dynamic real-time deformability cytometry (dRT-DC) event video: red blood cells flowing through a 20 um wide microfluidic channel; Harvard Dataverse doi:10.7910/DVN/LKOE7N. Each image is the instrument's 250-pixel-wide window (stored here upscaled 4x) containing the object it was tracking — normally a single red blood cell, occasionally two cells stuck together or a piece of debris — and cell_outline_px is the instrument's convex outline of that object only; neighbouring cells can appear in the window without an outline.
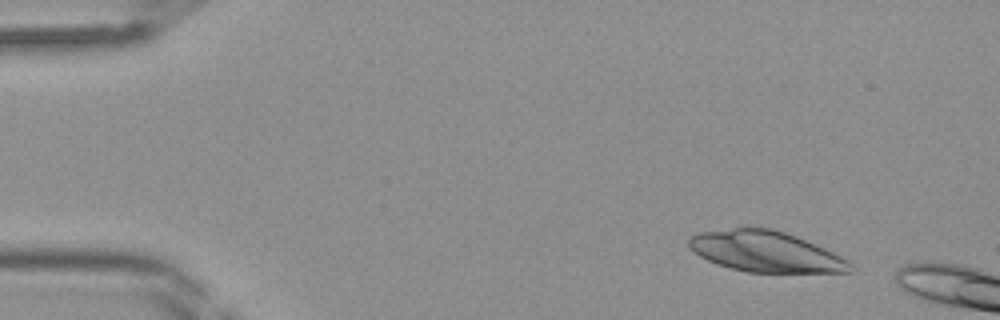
{"species": "Egyptian fruit bat (a non-hibernating species)", "species_latin": "Rousettus aegyptiacus", "temperature_condition": "room temperature", "stored_images_in_passage": 12, "camera_frame_rate_fps": 3000, "um_per_image_px": 0.085, "frame": {"image": 1, "passage_image": 4, "time_ms": 1.0, "image_size_px": [1000, 320], "cell_outline_px": [[856, 268], [852, 272], [748, 272], [728, 268], [716, 264], [700, 256], [688, 248], [688, 240], [692, 236], [700, 232], [732, 228], [772, 228], [796, 236], [824, 248], [848, 260]], "centroid_in_image_um": [65.07, 21.39], "position_along_channel_um": 19.9, "area_um2": 38.21}}